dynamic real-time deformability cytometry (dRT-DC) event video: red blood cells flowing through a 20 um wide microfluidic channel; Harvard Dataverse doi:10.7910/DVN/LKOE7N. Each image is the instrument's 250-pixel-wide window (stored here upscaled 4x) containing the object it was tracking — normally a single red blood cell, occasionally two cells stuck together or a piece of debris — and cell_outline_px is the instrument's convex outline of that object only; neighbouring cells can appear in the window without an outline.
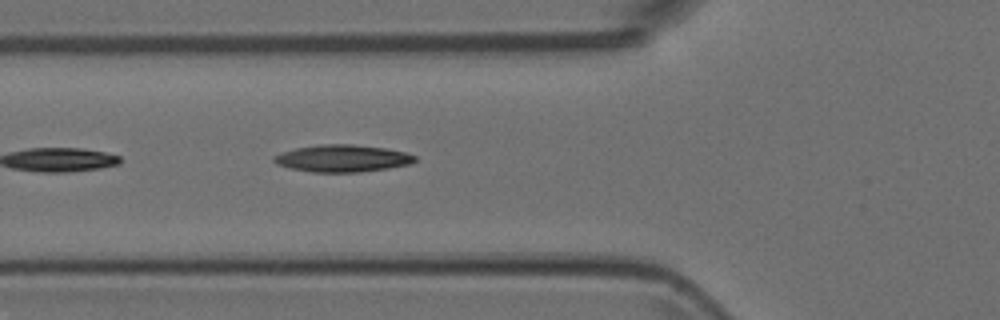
{"species": "Egyptian fruit bat (a non-hibernating species)", "species_latin": "Rousettus aegyptiacus", "temperature_condition": "room temperature", "stored_images_in_passage": 4, "camera_frame_rate_fps": 3000, "um_per_image_px": 0.085, "animal": {"sex": "female"}, "frame": {"image": 1, "passage_image": 4, "time_ms": 1.0, "image_size_px": [1000, 320], "cell_outline_px": [[416, 160], [408, 164], [388, 168], [360, 172], [312, 172], [292, 168], [276, 164], [272, 160], [272, 156], [296, 148], [320, 144], [352, 144], [384, 148], [404, 152], [416, 156]], "centroid_in_image_um": [29.08, 13.46], "position_along_channel_um": 96.7, "area_um2": 22.08}}